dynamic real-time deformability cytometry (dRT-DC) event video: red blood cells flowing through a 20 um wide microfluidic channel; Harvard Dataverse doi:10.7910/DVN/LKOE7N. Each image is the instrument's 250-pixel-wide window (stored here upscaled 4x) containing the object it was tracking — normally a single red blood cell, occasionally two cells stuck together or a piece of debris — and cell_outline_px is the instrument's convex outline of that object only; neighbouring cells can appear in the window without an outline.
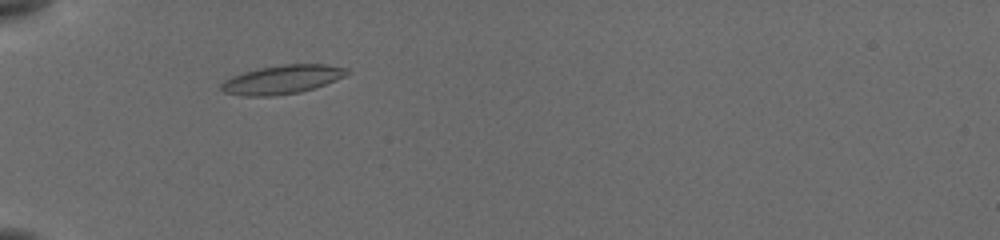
{"species": "common noctule bat (a hibernating species)", "species_latin": "Nyctalus noctula", "temperature_condition": "cold", "stored_images_in_passage": 44, "camera_frame_rate_fps": 3000, "um_per_image_px": 0.085, "animal": {"sex": "female", "body_mass_g": 19.5, "forearm_length_mm": 54.1}, "frame": {"image": 1, "passage_image": 8, "time_ms": 2.333, "image_size_px": [1000, 240], "cell_outline_px": [[352, 72], [344, 76], [324, 84], [300, 92], [272, 96], [244, 96], [224, 92], [220, 88], [220, 84], [224, 80], [232, 76], [244, 72], [260, 68], [284, 64], [324, 64], [348, 68]], "centroid_in_image_um": [23.97, 6.75], "position_along_channel_um": 61.0, "area_um2": 20.92}}
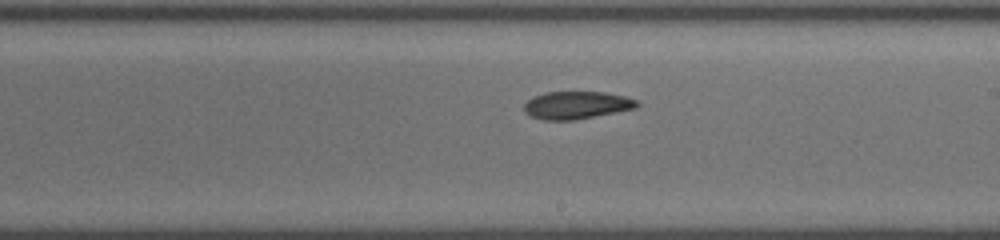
{"frame": {"image": 2, "passage_image": 23, "time_ms": 7.333, "image_size_px": [1000, 240], "cell_outline_px": [[640, 104], [636, 108], [576, 120], [540, 120], [528, 116], [524, 112], [524, 104], [532, 96], [544, 92], [604, 92], [624, 96], [640, 100]], "centroid_in_image_um": [48.99, 8.94], "position_along_channel_um": 240.0, "area_um2": 18.5}}
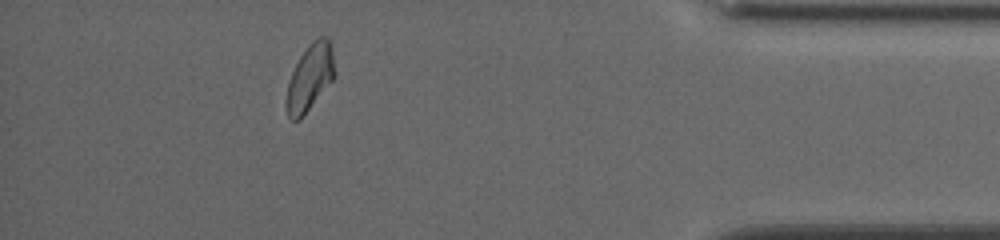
{"frame": {"image": 3, "passage_image": 39, "time_ms": 12.667, "image_size_px": [1000, 240], "cell_outline_px": [[336, 72], [332, 80], [300, 120], [292, 120], [288, 116], [288, 80], [300, 56], [308, 44], [312, 40], [320, 36], [328, 36], [332, 44]], "centroid_in_image_um": [26.4, 6.5], "position_along_channel_um": 408.8, "area_um2": 18.55}, "authors_computed_cell_mechanics": {"area_um2": 18.9873, "velocity_mm_per_s": 3.8393, "shape_relaxation_time_tau1_ms": 5.2524, "shape_relaxation_time_tau2_ms": 5.6067, "deformation_change_tau1": 0.1199, "deformation_change_tau2": 0.1114}}